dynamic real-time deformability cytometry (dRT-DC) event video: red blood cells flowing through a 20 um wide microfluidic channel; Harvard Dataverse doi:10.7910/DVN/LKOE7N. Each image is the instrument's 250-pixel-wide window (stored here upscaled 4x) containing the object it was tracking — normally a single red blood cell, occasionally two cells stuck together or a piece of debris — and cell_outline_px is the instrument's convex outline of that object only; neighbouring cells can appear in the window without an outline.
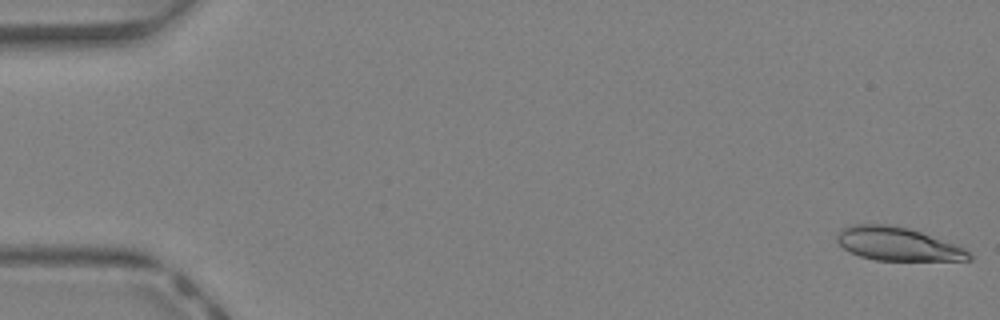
{"species": "Egyptian fruit bat (a non-hibernating species)", "species_latin": "Rousettus aegyptiacus", "temperature_condition": "warm", "stored_images_in_passage": 43, "camera_frame_rate_fps": 3000, "um_per_image_px": 0.085, "animal": {"sex": "female"}, "frame": {"image": 1, "passage_image": 1, "time_ms": 0.0, "image_size_px": [1000, 320], "cell_outline_px": [[972, 260], [876, 260], [860, 256], [844, 248], [836, 240], [836, 236], [840, 228], [852, 224], [888, 224], [908, 228], [956, 244], [964, 248], [972, 256]], "centroid_in_image_um": [76.28, 20.73], "position_along_channel_um": 8.7, "area_um2": 25.55}}
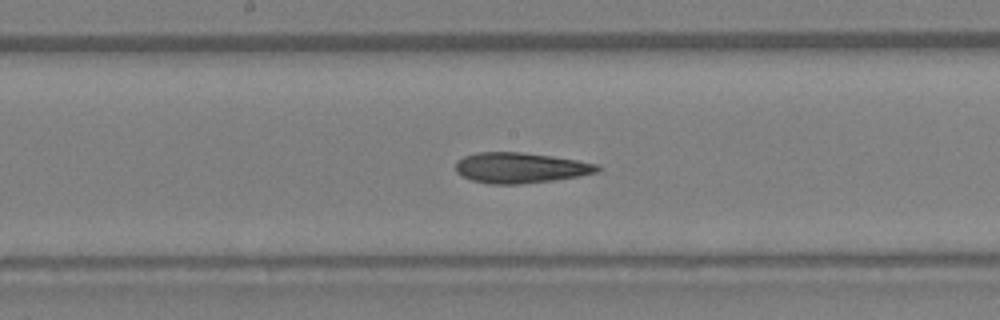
{"frame": {"image": 2, "passage_image": 23, "time_ms": 7.333, "image_size_px": [1000, 320], "cell_outline_px": [[600, 168], [596, 172], [580, 176], [552, 180], [520, 184], [488, 184], [472, 180], [460, 176], [456, 172], [456, 160], [464, 156], [480, 152], [520, 152], [552, 156], [576, 160], [596, 164]], "centroid_in_image_um": [44.17, 14.26], "position_along_channel_um": 204.0, "area_um2": 25.09}}
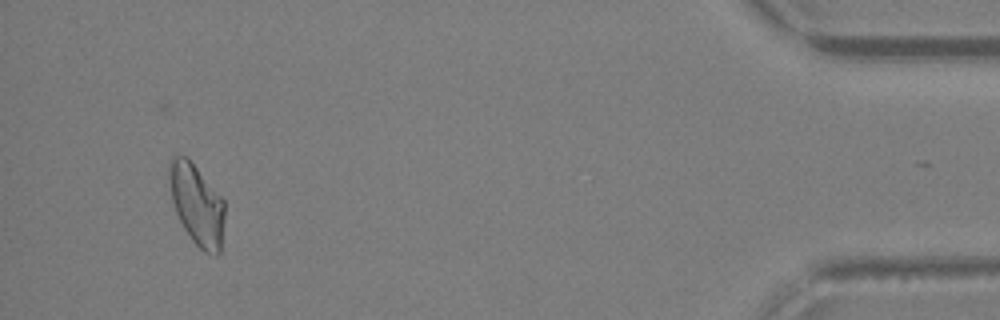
{"frame": {"image": 3, "passage_image": 41, "time_ms": 13.333, "image_size_px": [1000, 320], "cell_outline_px": [[224, 216], [220, 252], [216, 256], [204, 252], [192, 240], [184, 228], [176, 212], [172, 200], [168, 176], [168, 164], [172, 156], [184, 156], [196, 168], [224, 200]], "centroid_in_image_um": [16.72, 17.41], "position_along_channel_um": 418.5, "area_um2": 25.66}, "authors_computed_cell_mechanics": {"area_um2": 25.6054, "velocity_mm_per_s": 4.7846, "shape_relaxation_time_tau1_ms": null, "shape_relaxation_time_tau2_ms": 3.0904, "deformation_change_tau1": null, "deformation_change_tau2": 0.117}}